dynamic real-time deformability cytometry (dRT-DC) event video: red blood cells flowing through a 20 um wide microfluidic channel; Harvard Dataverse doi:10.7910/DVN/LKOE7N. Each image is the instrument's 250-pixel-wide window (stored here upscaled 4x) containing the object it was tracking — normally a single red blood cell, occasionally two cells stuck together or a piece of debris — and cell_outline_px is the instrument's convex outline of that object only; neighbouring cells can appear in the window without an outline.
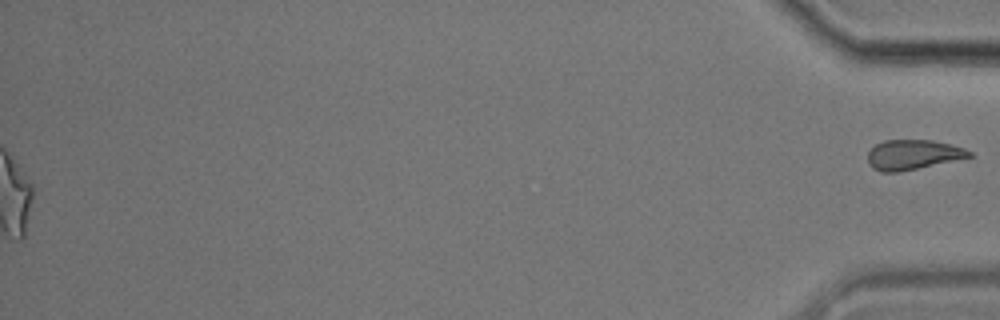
{"species": "common noctule bat (a hibernating species)", "species_latin": "Nyctalus noctula", "temperature_condition": "cold", "stored_images_in_passage": 57, "segment_of_instrument_passage": [2, 2], "camera_frame_rate_fps": 3000, "um_per_image_px": 0.085, "animal": {"sex": "male", "body_mass_g": 17.9}, "frame": {"image": 1, "passage_image": 57, "time_ms": 18.667, "image_size_px": [1000, 320], "cell_outline_px": [[972, 156], [900, 172], [880, 172], [872, 168], [868, 164], [868, 152], [876, 144], [884, 140], [932, 140], [952, 144], [964, 148], [972, 152]], "centroid_in_image_um": [77.57, 13.14], "position_along_channel_um": 357.6, "area_um2": 17.63}}